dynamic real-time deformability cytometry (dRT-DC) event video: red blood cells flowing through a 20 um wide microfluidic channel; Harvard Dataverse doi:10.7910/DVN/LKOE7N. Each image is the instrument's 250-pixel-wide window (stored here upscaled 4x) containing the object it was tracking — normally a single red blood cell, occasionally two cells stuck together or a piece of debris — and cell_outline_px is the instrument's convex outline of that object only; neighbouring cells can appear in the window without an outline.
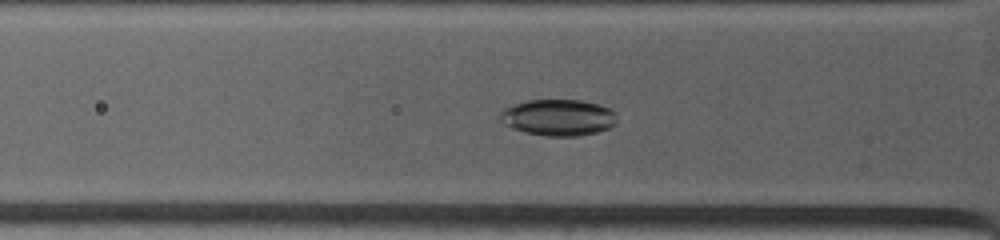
{"species": "common noctule bat (a hibernating species)", "species_latin": "Nyctalus noctula", "temperature_condition": "warm", "stored_images_in_passage": 27, "camera_frame_rate_fps": 4500, "um_per_image_px": 0.085, "animal": {"sex": "female", "body_mass_g": 19.0, "forearm_length_mm": 53.3}, "frame": {"image": 1, "passage_image": 2, "time_ms": 0.222, "image_size_px": [1000, 240], "cell_outline_px": [[616, 124], [608, 128], [596, 132], [576, 136], [544, 136], [524, 132], [512, 128], [504, 124], [496, 116], [504, 108], [512, 104], [528, 100], [580, 100], [600, 104], [616, 112]], "centroid_in_image_um": [47.42, 9.98], "position_along_channel_um": 78.4, "area_um2": 25.03}}
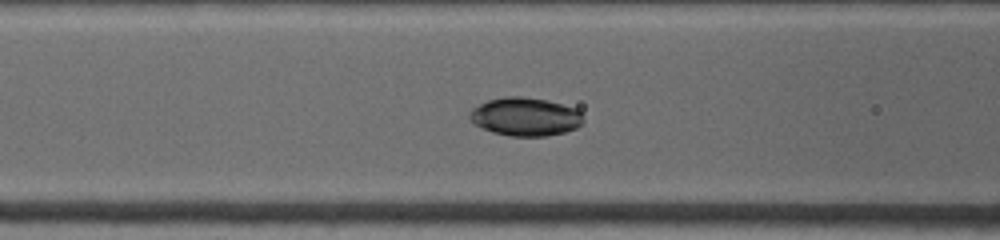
{"frame": {"image": 2, "passage_image": 6, "time_ms": 1.333, "image_size_px": [1000, 240], "cell_outline_px": [[584, 120], [576, 128], [564, 132], [548, 136], [508, 136], [492, 132], [476, 124], [468, 116], [468, 112], [472, 108], [488, 100], [504, 96], [524, 96], [548, 100], [576, 108], [584, 116]], "centroid_in_image_um": [44.66, 9.91], "position_along_channel_um": 121.9, "area_um2": 25.55}}
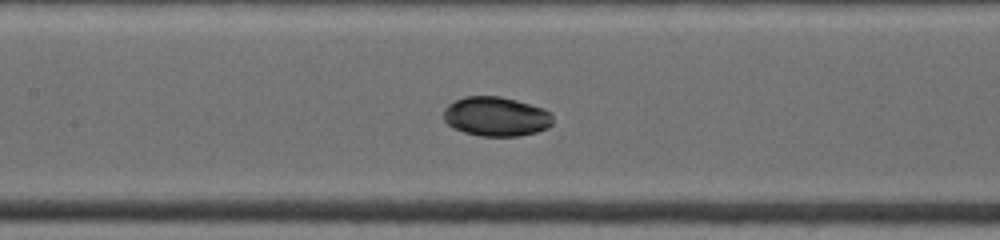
{"frame": {"image": 3, "passage_image": 9, "time_ms": 2.444, "image_size_px": [1000, 240], "cell_outline_px": [[552, 124], [548, 128], [536, 132], [520, 136], [480, 136], [464, 132], [452, 128], [444, 120], [444, 108], [448, 104], [464, 96], [500, 96], [516, 100], [544, 108], [552, 112]], "centroid_in_image_um": [42.17, 9.9], "position_along_channel_um": 165.2, "area_um2": 25.32}}